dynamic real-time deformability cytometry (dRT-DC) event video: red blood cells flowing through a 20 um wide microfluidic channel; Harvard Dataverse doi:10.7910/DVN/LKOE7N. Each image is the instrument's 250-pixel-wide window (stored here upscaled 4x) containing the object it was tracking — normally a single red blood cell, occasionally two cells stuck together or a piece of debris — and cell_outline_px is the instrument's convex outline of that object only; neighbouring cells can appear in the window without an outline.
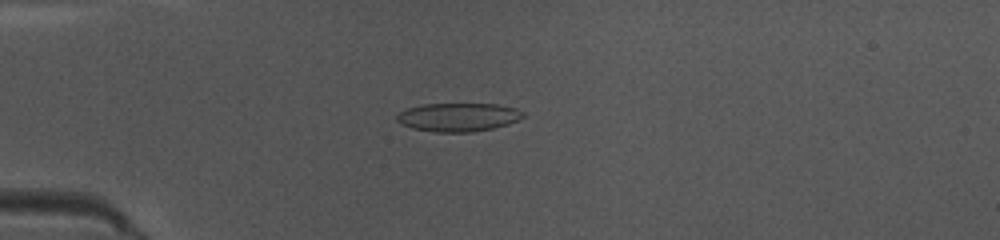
{"species": "common noctule bat (a hibernating species)", "species_latin": "Nyctalus noctula", "temperature_condition": "warm", "stored_images_in_passage": 47, "camera_frame_rate_fps": 3000, "um_per_image_px": 0.085, "animal": {"sex": "female", "body_mass_g": 10.0, "forearm_length_mm": 53.1}, "frame": {"image": 1, "passage_image": 11, "time_ms": 3.333, "image_size_px": [1000, 240], "cell_outline_px": [[524, 116], [508, 124], [492, 128], [472, 132], [436, 132], [412, 128], [396, 120], [396, 116], [400, 112], [408, 108], [424, 104], [496, 104], [516, 108], [524, 112]], "centroid_in_image_um": [38.96, 9.95], "position_along_channel_um": 46.0, "area_um2": 20.75}}
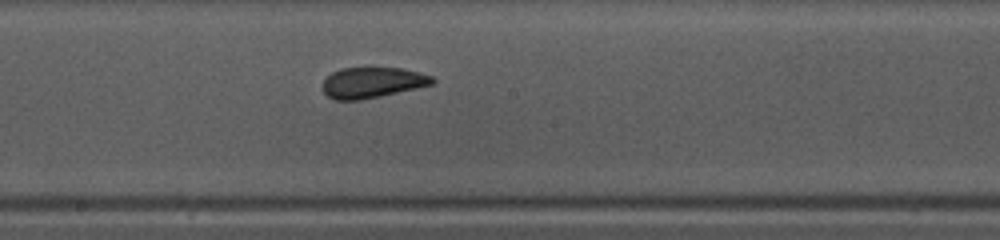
{"frame": {"image": 2, "passage_image": 25, "time_ms": 8.0, "image_size_px": [1000, 240], "cell_outline_px": [[436, 80], [432, 84], [416, 88], [380, 96], [360, 100], [336, 100], [328, 96], [324, 92], [324, 80], [332, 72], [340, 68], [368, 64], [400, 68], [420, 72], [432, 76]], "centroid_in_image_um": [31.65, 6.95], "position_along_channel_um": 216.6, "area_um2": 20.29}}
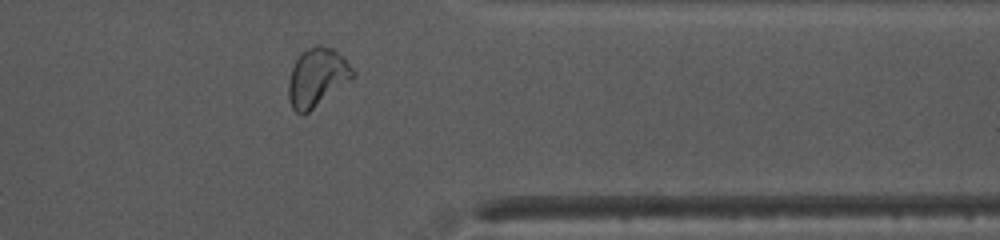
{"frame": {"image": 3, "passage_image": 38, "time_ms": 12.333, "image_size_px": [1000, 240], "cell_outline_px": [[356, 76], [308, 112], [300, 116], [292, 108], [288, 96], [288, 80], [292, 68], [300, 52], [316, 44], [320, 44], [332, 48], [356, 72]], "centroid_in_image_um": [26.92, 6.58], "position_along_channel_um": 384.5, "area_um2": 21.79}, "authors_computed_cell_mechanics": {"area_um2": 20.7502, "velocity_mm_per_s": 4.0203, "shape_relaxation_time_tau1_ms": 4.6827, "shape_relaxation_time_tau2_ms": 0.8592, "deformation_change_tau1": 0.1568, "deformation_change_tau2": 0.0743}}